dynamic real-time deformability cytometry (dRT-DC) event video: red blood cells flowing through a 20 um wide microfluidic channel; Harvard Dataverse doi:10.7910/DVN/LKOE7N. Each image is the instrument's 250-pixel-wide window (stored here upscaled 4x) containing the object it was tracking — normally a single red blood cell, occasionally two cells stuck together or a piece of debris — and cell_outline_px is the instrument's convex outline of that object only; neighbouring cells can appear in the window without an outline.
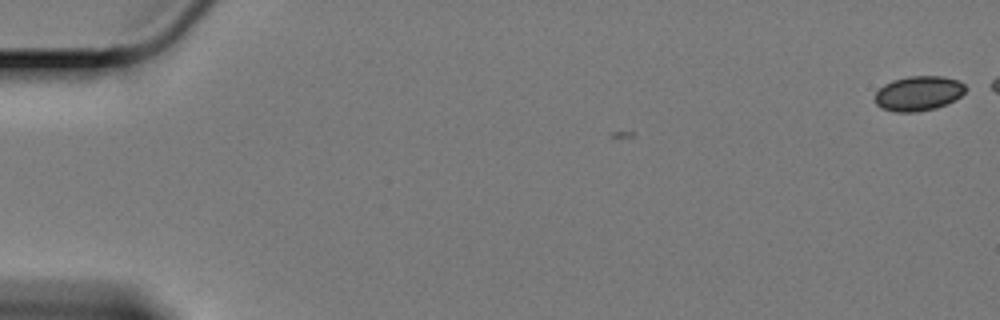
{"species": "Egyptian fruit bat (a non-hibernating species)", "species_latin": "Rousettus aegyptiacus", "temperature_condition": "cold", "stored_images_in_passage": 2, "camera_frame_rate_fps": 3000, "um_per_image_px": 0.085, "animal": {"sex": "female"}, "frame": {"image": 1, "passage_image": 2, "time_ms": 0.333, "image_size_px": [1000, 320], "cell_outline_px": [[968, 88], [956, 100], [936, 108], [916, 112], [896, 112], [880, 108], [876, 104], [876, 92], [884, 84], [892, 80], [908, 76], [944, 76], [956, 80], [964, 84]], "centroid_in_image_um": [78.08, 7.94], "position_along_channel_um": 6.9, "area_um2": 18.44}}